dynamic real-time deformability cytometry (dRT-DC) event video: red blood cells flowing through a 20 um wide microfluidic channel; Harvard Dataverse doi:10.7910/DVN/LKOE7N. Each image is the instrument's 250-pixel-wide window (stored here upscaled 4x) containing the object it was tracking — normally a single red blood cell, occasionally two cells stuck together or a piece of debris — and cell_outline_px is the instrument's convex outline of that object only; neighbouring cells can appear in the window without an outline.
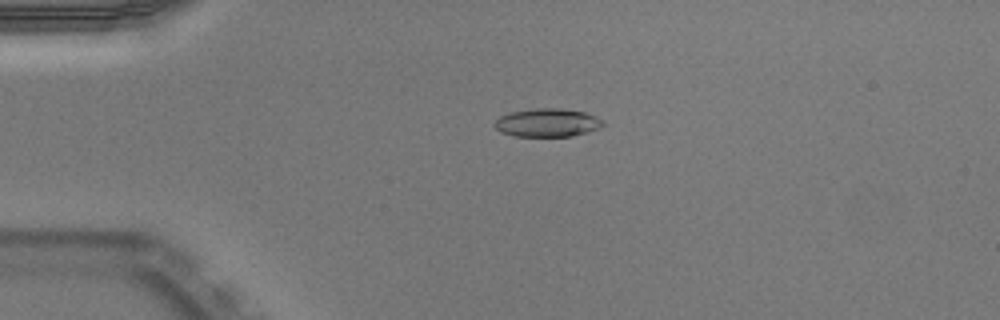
{"species": "Egyptian fruit bat (a non-hibernating species)", "species_latin": "Rousettus aegyptiacus", "temperature_condition": "warm", "stored_images_in_passage": 52, "camera_frame_rate_fps": 3000, "um_per_image_px": 0.085, "animal": {"sex": "male"}, "frame": {"image": 1, "passage_image": 13, "time_ms": 4.0, "image_size_px": [1000, 320], "cell_outline_px": [[604, 124], [600, 128], [588, 132], [572, 136], [516, 136], [500, 132], [496, 128], [496, 120], [500, 116], [512, 112], [536, 108], [560, 108], [584, 112], [596, 116], [604, 120]], "centroid_in_image_um": [46.57, 10.43], "position_along_channel_um": 38.4, "area_um2": 17.8}}
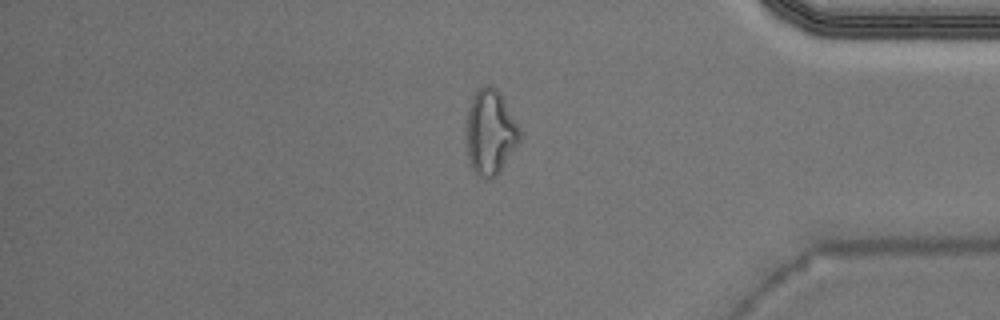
{"frame": {"image": 2, "passage_image": 44, "time_ms": 14.333, "image_size_px": [1000, 320], "cell_outline_px": [[520, 140], [500, 172], [496, 176], [488, 180], [480, 176], [472, 168], [468, 160], [464, 128], [468, 108], [476, 92], [484, 84], [488, 84], [496, 88], [504, 100], [520, 128]], "centroid_in_image_um": [41.64, 11.26], "position_along_channel_um": 393.6, "area_um2": 26.7}}
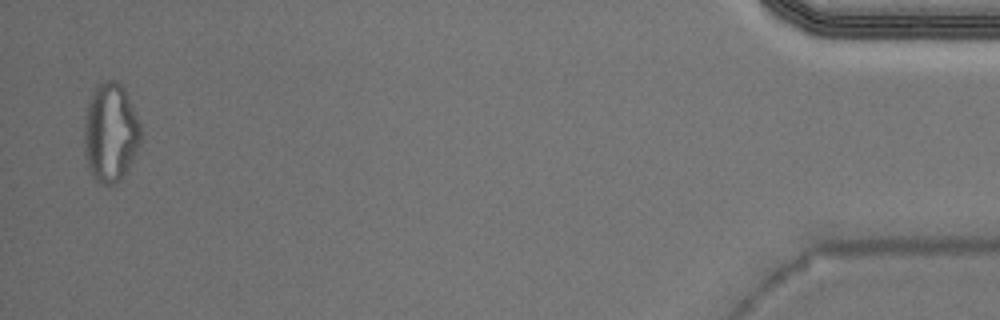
{"frame": {"image": 3, "passage_image": 51, "time_ms": 16.667, "image_size_px": [1000, 320], "cell_outline_px": [[140, 140], [136, 152], [132, 160], [124, 172], [112, 184], [104, 184], [96, 180], [92, 176], [84, 156], [84, 116], [92, 92], [96, 84], [104, 80], [116, 80], [124, 88], [140, 124]], "centroid_in_image_um": [9.35, 11.22], "position_along_channel_um": 425.9, "area_um2": 32.31}, "authors_computed_cell_mechanics": {"area_um2": 18.9295, "velocity_mm_per_s": 3.9817, "shape_relaxation_time_tau1_ms": null, "shape_relaxation_time_tau2_ms": 4.1839, "deformation_change_tau1": null, "deformation_change_tau2": 0.1242}}